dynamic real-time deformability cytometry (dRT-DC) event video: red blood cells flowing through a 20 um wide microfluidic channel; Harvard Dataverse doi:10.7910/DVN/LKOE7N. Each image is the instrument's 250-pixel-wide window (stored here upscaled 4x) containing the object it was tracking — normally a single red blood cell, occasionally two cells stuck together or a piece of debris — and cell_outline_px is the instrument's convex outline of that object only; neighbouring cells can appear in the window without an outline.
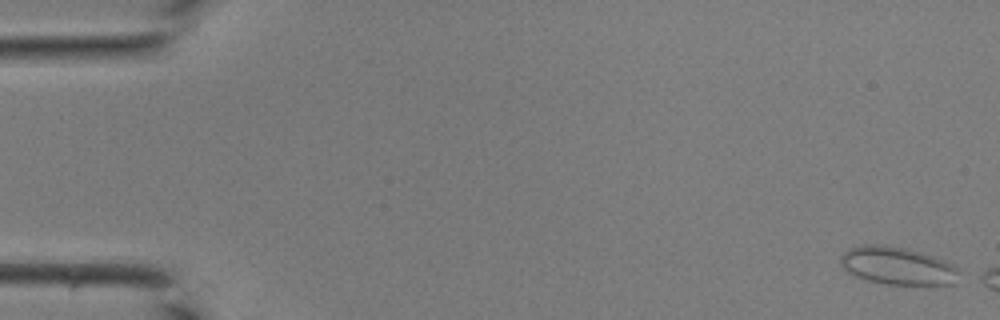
{"species": "common noctule bat (a hibernating species)", "species_latin": "Nyctalus noctula", "temperature_condition": "room temperature", "stored_images_in_passage": 42, "camera_frame_rate_fps": 3000, "um_per_image_px": 0.085, "animal": {"sex": "male", "body_mass_g": 19.0, "forearm_length_mm": 50.8}, "frame": {"image": 1, "passage_image": 1, "time_ms": 0.0, "image_size_px": [1000, 320], "cell_outline_px": [[960, 272], [956, 284], [888, 284], [868, 280], [852, 276], [840, 264], [840, 256], [848, 248], [864, 244], [880, 244], [908, 248], [944, 260], [952, 264]], "centroid_in_image_um": [76.26, 22.58], "position_along_channel_um": 8.7, "area_um2": 26.18}}
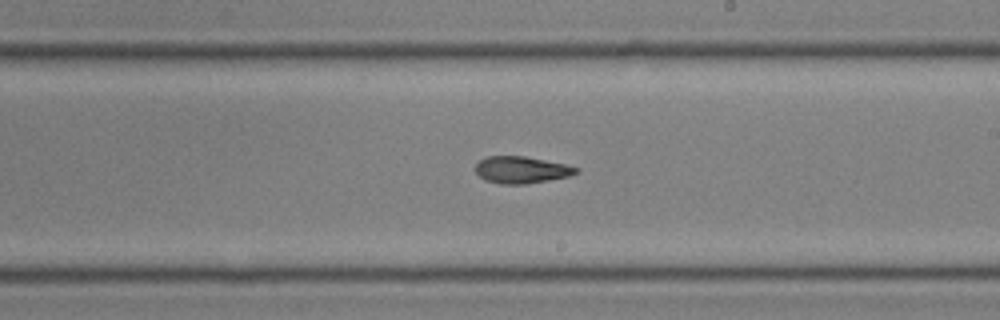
{"frame": {"image": 2, "passage_image": 25, "time_ms": 8.0, "image_size_px": [1000, 320], "cell_outline_px": [[580, 168], [576, 172], [568, 176], [548, 180], [524, 184], [500, 184], [484, 180], [476, 172], [476, 164], [484, 156], [524, 156], [564, 164]], "centroid_in_image_um": [44.27, 14.43], "position_along_channel_um": 244.7, "area_um2": 15.61}}
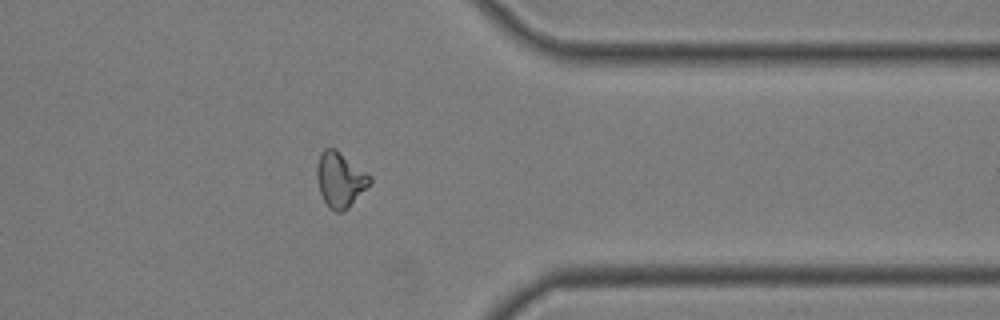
{"frame": {"image": 3, "passage_image": 34, "time_ms": 11.0, "image_size_px": [1000, 320], "cell_outline_px": [[372, 180], [348, 208], [344, 212], [336, 212], [328, 208], [320, 192], [316, 180], [316, 168], [320, 152], [324, 148], [336, 148], [368, 172], [372, 176]], "centroid_in_image_um": [28.89, 15.24], "position_along_channel_um": 382.5, "area_um2": 17.22}}